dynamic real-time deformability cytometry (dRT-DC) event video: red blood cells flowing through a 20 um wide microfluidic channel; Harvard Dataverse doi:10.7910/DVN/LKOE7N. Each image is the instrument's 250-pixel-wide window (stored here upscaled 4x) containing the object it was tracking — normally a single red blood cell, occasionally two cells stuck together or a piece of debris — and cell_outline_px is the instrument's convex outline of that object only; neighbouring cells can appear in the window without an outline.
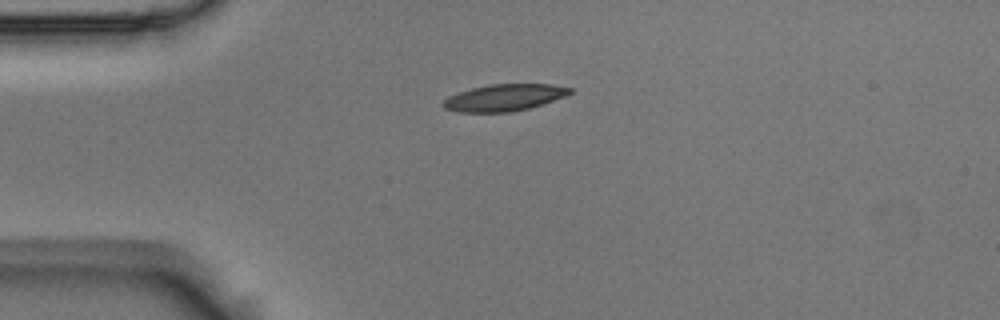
{"species": "Egyptian fruit bat (a non-hibernating species)", "species_latin": "Rousettus aegyptiacus", "temperature_condition": "room temperature", "stored_images_in_passage": 42, "camera_frame_rate_fps": 3000, "um_per_image_px": 0.085, "animal": {"sex": "male"}, "frame": {"image": 1, "passage_image": 1, "time_ms": 0.0, "image_size_px": [1000, 320], "cell_outline_px": [[572, 92], [564, 96], [528, 108], [512, 112], [460, 112], [444, 108], [444, 100], [448, 96], [472, 88], [488, 84], [552, 84], [572, 88]], "centroid_in_image_um": [42.85, 8.29], "position_along_channel_um": 42.1, "area_um2": 19.48}}
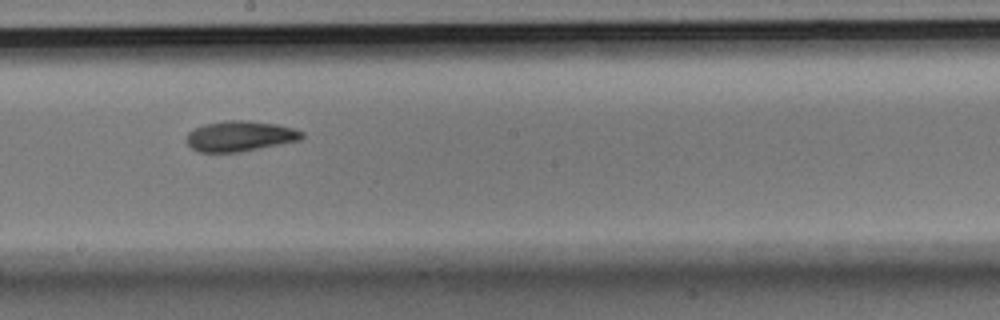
{"frame": {"image": 2, "passage_image": 18, "time_ms": 5.667, "image_size_px": [1000, 320], "cell_outline_px": [[304, 136], [300, 140], [240, 152], [200, 152], [192, 148], [188, 144], [188, 132], [204, 124], [224, 120], [248, 120], [276, 124], [292, 128], [304, 132]], "centroid_in_image_um": [20.41, 11.56], "position_along_channel_um": 227.8, "area_um2": 20.35}}
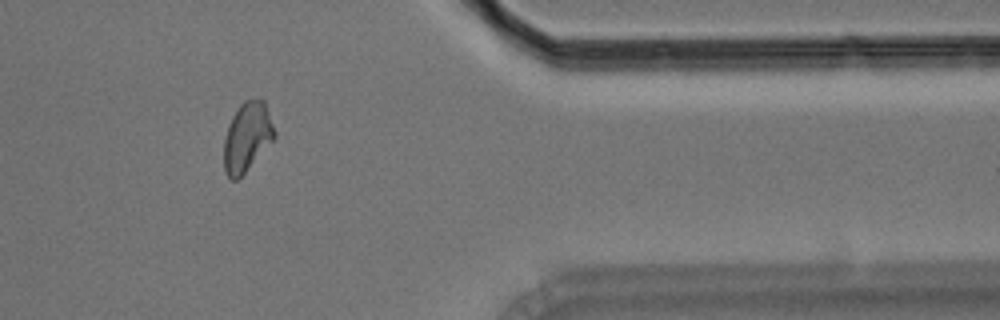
{"frame": {"image": 3, "passage_image": 33, "time_ms": 10.667, "image_size_px": [1000, 320], "cell_outline_px": [[276, 136], [244, 172], [236, 180], [232, 180], [224, 172], [224, 136], [228, 124], [232, 116], [240, 104], [244, 100], [260, 96], [264, 100], [276, 132]], "centroid_in_image_um": [20.99, 11.58], "position_along_channel_um": 390.4, "area_um2": 20.4}, "authors_computed_cell_mechanics": {"area_um2": 20.23, "velocity_mm_per_s": 3.6722, "shape_relaxation_time_tau1_ms": 6.391, "shape_relaxation_time_tau2_ms": 5.6826, "deformation_change_tau1": 0.1515, "deformation_change_tau2": 0.1261}}